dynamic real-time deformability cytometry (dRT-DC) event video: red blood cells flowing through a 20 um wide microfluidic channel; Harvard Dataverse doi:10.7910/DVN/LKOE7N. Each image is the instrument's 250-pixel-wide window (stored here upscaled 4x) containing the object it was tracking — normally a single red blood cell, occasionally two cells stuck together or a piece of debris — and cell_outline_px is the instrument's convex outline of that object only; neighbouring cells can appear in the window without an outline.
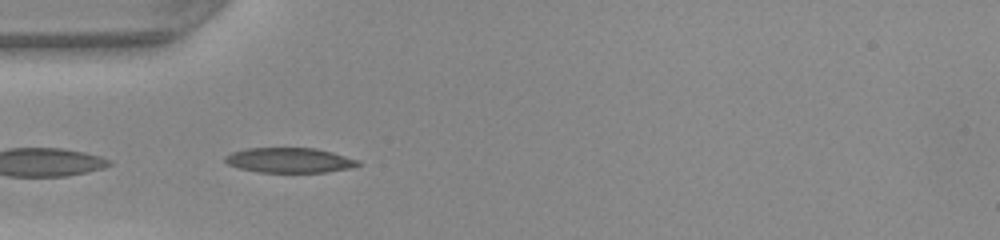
{"species": "common noctule bat (a hibernating species)", "species_latin": "Nyctalus noctula", "temperature_condition": "warm", "stored_images_in_passage": 17, "camera_frame_rate_fps": 3000, "um_per_image_px": 0.085, "animal": {"sex": "female", "body_mass_g": 22.0, "forearm_length_mm": 56.7}, "frame": {"image": 1, "passage_image": 15, "time_ms": 4.667, "image_size_px": [1000, 240], "cell_outline_px": [[360, 164], [352, 168], [324, 172], [260, 172], [240, 168], [228, 164], [224, 160], [224, 156], [232, 152], [248, 148], [316, 148], [332, 152], [360, 160]], "centroid_in_image_um": [24.62, 13.61], "position_along_channel_um": 60.4, "area_um2": 19.31}}